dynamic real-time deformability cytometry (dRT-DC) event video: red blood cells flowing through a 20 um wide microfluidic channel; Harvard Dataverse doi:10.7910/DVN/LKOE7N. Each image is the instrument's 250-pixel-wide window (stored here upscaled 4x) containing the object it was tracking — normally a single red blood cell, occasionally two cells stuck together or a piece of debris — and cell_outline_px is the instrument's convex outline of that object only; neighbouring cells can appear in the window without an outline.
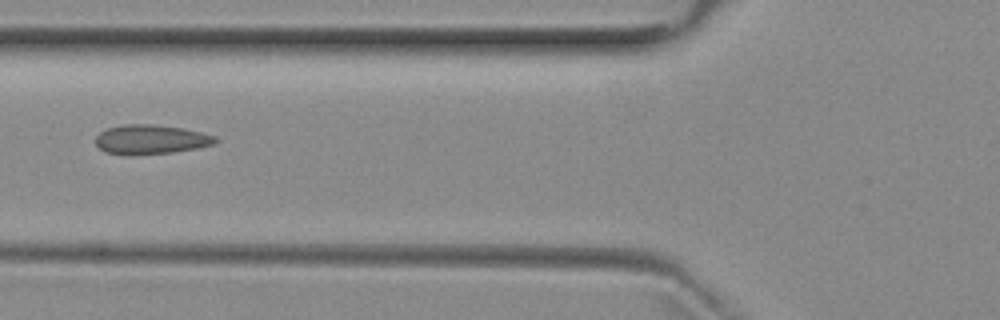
{"species": "common noctule bat (a hibernating species)", "species_latin": "Nyctalus noctula", "temperature_condition": "room temperature", "stored_images_in_passage": 3, "camera_frame_rate_fps": 3000, "um_per_image_px": 0.085, "animal": {"sex": "female", "body_mass_g": 29.2, "forearm_length_mm": 56.3}, "frame": {"image": 1, "passage_image": 3, "time_ms": 2.333, "image_size_px": [1000, 320], "cell_outline_px": [[220, 140], [216, 144], [196, 148], [172, 152], [132, 156], [124, 156], [104, 152], [96, 144], [96, 136], [100, 132], [108, 128], [124, 124], [152, 124], [184, 128], [216, 136]], "centroid_in_image_um": [12.82, 11.87], "position_along_channel_um": 113.0, "area_um2": 20.87}}